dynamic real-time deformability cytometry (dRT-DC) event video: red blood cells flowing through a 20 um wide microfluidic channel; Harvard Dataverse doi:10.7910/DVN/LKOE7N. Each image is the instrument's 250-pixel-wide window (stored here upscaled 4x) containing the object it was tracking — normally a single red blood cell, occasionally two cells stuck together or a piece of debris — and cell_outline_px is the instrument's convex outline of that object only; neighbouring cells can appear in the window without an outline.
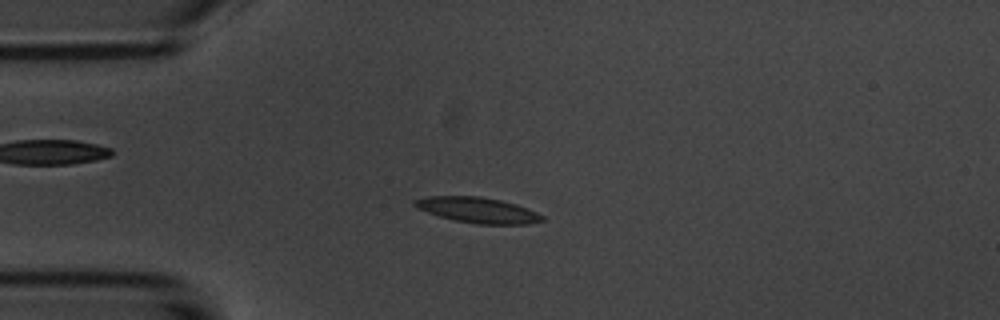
{"species": "common noctule bat (a hibernating species)", "species_latin": "Nyctalus noctula", "temperature_condition": "room temperature", "stored_images_in_passage": 7, "camera_frame_rate_fps": 3000, "um_per_image_px": 0.085, "animal": {"sex": "male", "body_mass_g": 20.1, "forearm_length_mm": 53.5}, "frame": {"image": 1, "passage_image": 2, "time_ms": 1.333, "image_size_px": [1000, 320], "cell_outline_px": [[544, 220], [528, 224], [476, 224], [452, 220], [436, 216], [416, 208], [412, 204], [412, 200], [428, 196], [480, 196], [500, 200], [516, 204], [536, 212], [544, 216]], "centroid_in_image_um": [40.54, 17.86], "position_along_channel_um": 44.5, "area_um2": 19.19}}
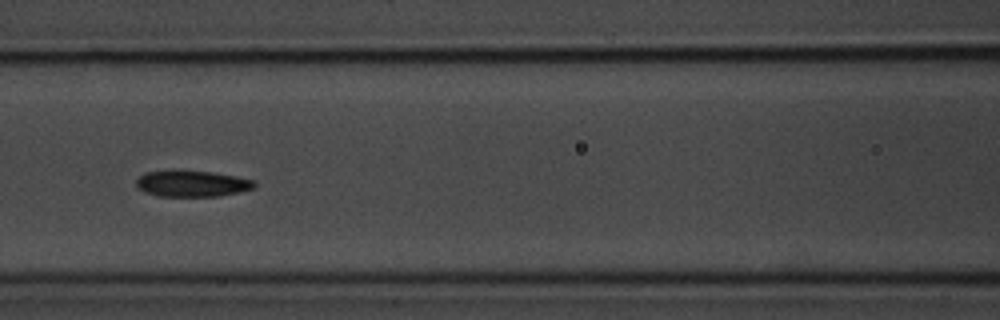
{"frame": {"image": 2, "passage_image": 5, "time_ms": 4.667, "image_size_px": [1000, 320], "cell_outline_px": [[256, 188], [240, 192], [220, 196], [160, 196], [144, 192], [136, 184], [136, 180], [144, 172], [176, 168], [180, 168], [212, 172], [236, 176], [252, 180], [256, 184]], "centroid_in_image_um": [16.3, 15.57], "position_along_channel_um": 150.3, "area_um2": 18.61}}
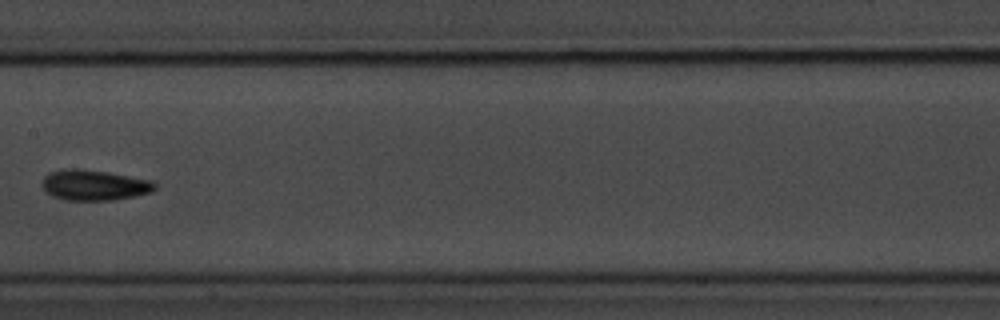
{"frame": {"image": 3, "passage_image": 6, "time_ms": 6.0, "image_size_px": [1000, 320], "cell_outline_px": [[156, 188], [152, 192], [112, 200], [64, 200], [52, 196], [40, 184], [44, 176], [48, 172], [64, 168], [84, 168], [108, 172], [152, 180], [156, 184]], "centroid_in_image_um": [7.97, 15.71], "position_along_channel_um": 199.4, "area_um2": 20.29}}